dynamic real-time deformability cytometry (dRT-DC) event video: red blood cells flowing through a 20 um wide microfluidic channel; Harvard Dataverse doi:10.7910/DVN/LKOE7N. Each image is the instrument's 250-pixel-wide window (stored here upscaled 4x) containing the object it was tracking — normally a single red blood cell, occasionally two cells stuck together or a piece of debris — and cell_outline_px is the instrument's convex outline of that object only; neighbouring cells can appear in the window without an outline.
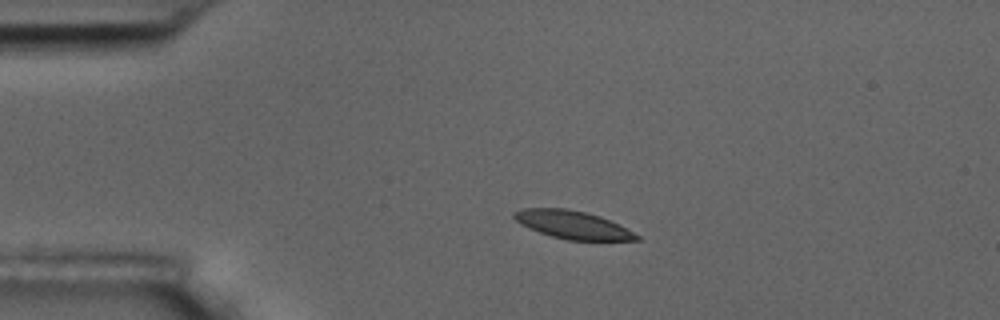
{"species": "common noctule bat (a hibernating species)", "species_latin": "Nyctalus noctula", "temperature_condition": "room temperature", "stored_images_in_passage": 3, "camera_frame_rate_fps": 3000, "um_per_image_px": 0.085, "animal": {"sex": "male", "body_mass_g": 17.5, "forearm_length_mm": 52.3}, "frame": {"image": 1, "passage_image": 2, "time_ms": 1.333, "image_size_px": [1000, 320], "cell_outline_px": [[640, 240], [568, 240], [552, 236], [528, 228], [520, 224], [512, 216], [512, 212], [520, 208], [564, 208], [584, 212], [600, 216], [640, 236]], "centroid_in_image_um": [48.6, 19.1], "position_along_channel_um": 36.4, "area_um2": 19.71}}